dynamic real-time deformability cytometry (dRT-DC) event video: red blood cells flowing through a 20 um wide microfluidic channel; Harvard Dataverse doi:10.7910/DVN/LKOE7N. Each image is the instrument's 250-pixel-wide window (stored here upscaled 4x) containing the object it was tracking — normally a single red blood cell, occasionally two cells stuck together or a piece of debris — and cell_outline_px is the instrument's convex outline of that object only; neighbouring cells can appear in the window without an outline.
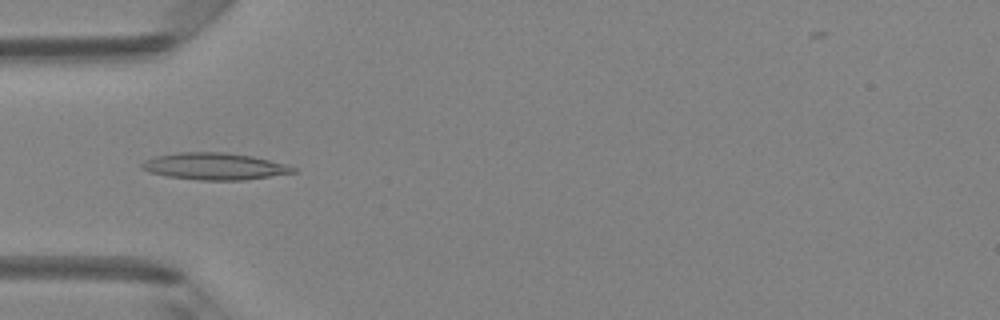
{"species": "Egyptian fruit bat (a non-hibernating species)", "species_latin": "Rousettus aegyptiacus", "temperature_condition": "room temperature", "stored_images_in_passage": 48, "camera_frame_rate_fps": 3000, "um_per_image_px": 0.085, "animal": {"sex": "female"}, "frame": {"image": 1, "passage_image": 15, "time_ms": 4.667, "image_size_px": [1000, 320], "cell_outline_px": [[296, 172], [244, 180], [200, 180], [168, 176], [148, 172], [140, 168], [140, 164], [144, 160], [156, 156], [180, 152], [224, 152], [252, 156], [284, 164], [296, 168]], "centroid_in_image_um": [18.18, 14.13], "position_along_channel_um": 66.8, "area_um2": 23.52}}
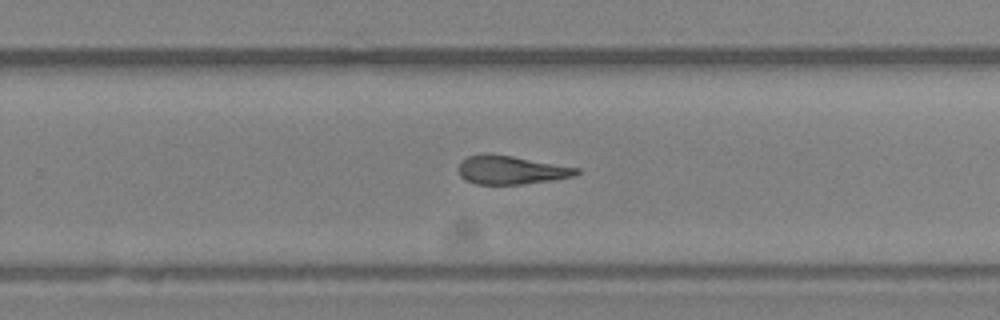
{"frame": {"image": 2, "passage_image": 31, "time_ms": 10.0, "image_size_px": [1000, 320], "cell_outline_px": [[580, 172], [576, 176], [552, 180], [520, 184], [476, 184], [460, 176], [460, 164], [468, 156], [512, 156], [580, 168]], "centroid_in_image_um": [43.54, 14.48], "position_along_channel_um": 286.3, "area_um2": 18.84}}
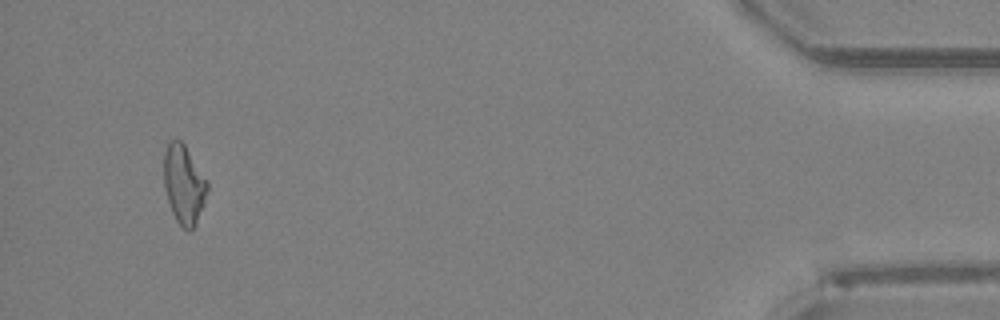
{"frame": {"image": 3, "passage_image": 46, "time_ms": 15.0, "image_size_px": [1000, 320], "cell_outline_px": [[208, 188], [204, 204], [196, 224], [188, 232], [176, 220], [172, 212], [164, 188], [164, 152], [168, 140], [180, 140], [184, 144], [208, 180]], "centroid_in_image_um": [15.63, 15.66], "position_along_channel_um": 419.6, "area_um2": 20.06}, "authors_computed_cell_mechanics": {"area_um2": 20.3745, "velocity_mm_per_s": 4.1365, "shape_relaxation_time_tau1_ms": null, "shape_relaxation_time_tau2_ms": 3.51, "deformation_change_tau1": null, "deformation_change_tau2": 0.1293}}